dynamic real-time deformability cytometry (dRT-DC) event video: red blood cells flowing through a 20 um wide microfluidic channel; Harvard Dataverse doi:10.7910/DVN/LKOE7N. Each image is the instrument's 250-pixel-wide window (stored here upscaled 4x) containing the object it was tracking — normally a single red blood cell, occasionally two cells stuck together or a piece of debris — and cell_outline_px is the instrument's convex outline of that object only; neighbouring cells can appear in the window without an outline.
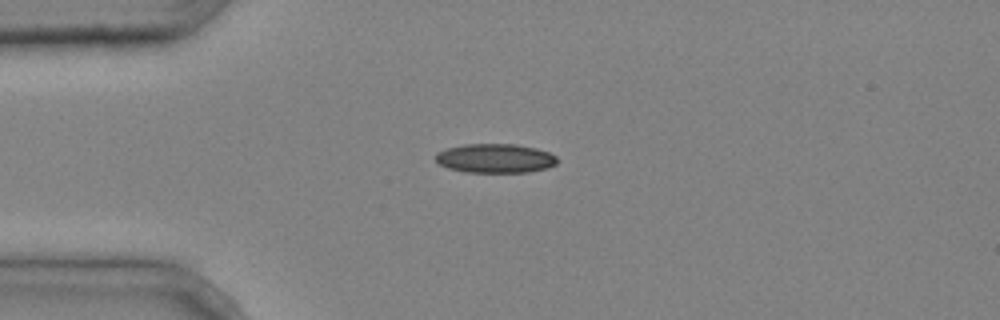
{"species": "common noctule bat (a hibernating species)", "species_latin": "Nyctalus noctula", "temperature_condition": "cold", "stored_images_in_passage": 1, "camera_frame_rate_fps": 3000, "um_per_image_px": 0.085, "animal": {"sex": "male", "body_mass_g": 20.4}, "frame": {"image": 1, "passage_image": 1, "time_ms": 0.0, "image_size_px": [1000, 320], "cell_outline_px": [[556, 164], [548, 168], [528, 172], [464, 172], [448, 168], [440, 164], [436, 160], [436, 152], [448, 148], [464, 144], [516, 144], [536, 148], [548, 152], [556, 156]], "centroid_in_image_um": [42.09, 13.46], "position_along_channel_um": 42.9, "area_um2": 20.63}}